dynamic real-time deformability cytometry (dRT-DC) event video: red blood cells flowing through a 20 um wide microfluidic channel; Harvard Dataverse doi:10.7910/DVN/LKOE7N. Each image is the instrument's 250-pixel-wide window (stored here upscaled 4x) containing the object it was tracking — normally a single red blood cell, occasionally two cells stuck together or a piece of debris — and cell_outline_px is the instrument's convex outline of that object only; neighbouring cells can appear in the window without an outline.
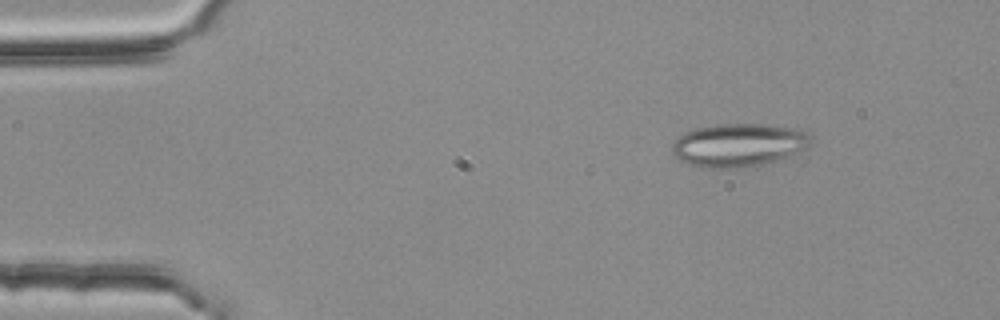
{"species": "common noctule bat (a hibernating species)", "species_latin": "Nyctalus noctula", "temperature_condition": "room temperature", "stored_images_in_passage": 2, "camera_frame_rate_fps": 3000, "um_per_image_px": 0.085, "animal": {"sex": "female", "body_mass_g": 25.1}, "frame": {"image": 1, "passage_image": 1, "time_ms": 0.0, "image_size_px": [1000, 320], "cell_outline_px": [[812, 144], [808, 148], [788, 156], [776, 160], [760, 164], [724, 168], [708, 168], [688, 164], [676, 160], [672, 152], [672, 144], [684, 132], [696, 128], [716, 124], [768, 124], [800, 128], [808, 132], [812, 136]], "centroid_in_image_um": [62.81, 12.3], "position_along_channel_um": 22.2, "area_um2": 35.2}}